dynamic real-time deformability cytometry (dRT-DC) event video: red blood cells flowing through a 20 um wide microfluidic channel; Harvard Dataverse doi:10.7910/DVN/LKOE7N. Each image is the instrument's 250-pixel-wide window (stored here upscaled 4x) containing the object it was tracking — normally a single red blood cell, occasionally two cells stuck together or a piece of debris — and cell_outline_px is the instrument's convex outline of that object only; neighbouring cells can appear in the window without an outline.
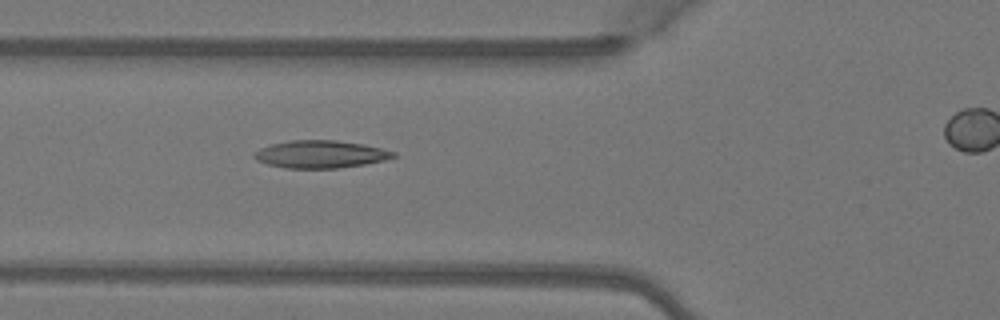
{"species": "Egyptian fruit bat (a non-hibernating species)", "species_latin": "Rousettus aegyptiacus", "temperature_condition": "warm", "stored_images_in_passage": 6, "camera_frame_rate_fps": 3000, "um_per_image_px": 0.085, "animal": {"sex": "female"}, "frame": {"image": 1, "passage_image": 5, "time_ms": 1.333, "image_size_px": [1000, 320], "cell_outline_px": [[396, 156], [384, 160], [364, 164], [336, 168], [284, 168], [268, 164], [256, 160], [252, 156], [252, 152], [260, 148], [272, 144], [292, 140], [336, 140], [364, 144], [396, 152]], "centroid_in_image_um": [27.21, 13.11], "position_along_channel_um": 98.6, "area_um2": 22.31}}